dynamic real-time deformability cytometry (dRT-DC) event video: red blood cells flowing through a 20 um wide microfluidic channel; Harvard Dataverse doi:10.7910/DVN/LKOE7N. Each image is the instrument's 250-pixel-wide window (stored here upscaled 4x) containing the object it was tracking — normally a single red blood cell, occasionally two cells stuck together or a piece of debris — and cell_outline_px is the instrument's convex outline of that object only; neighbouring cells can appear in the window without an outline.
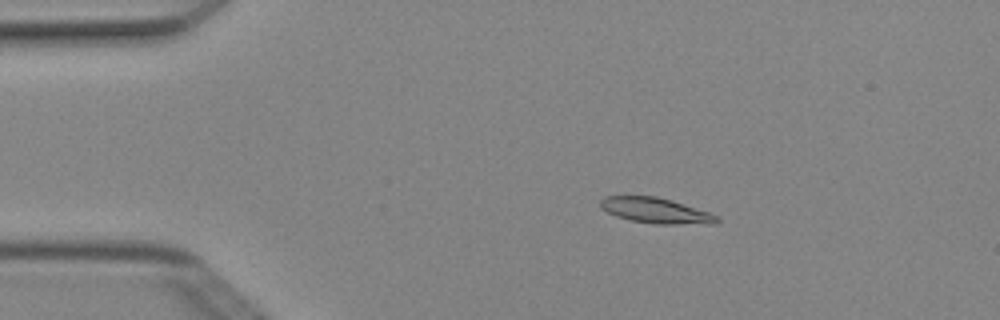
{"species": "Egyptian fruit bat (a non-hibernating species)", "species_latin": "Rousettus aegyptiacus", "temperature_condition": "cold", "stored_images_in_passage": 5, "camera_frame_rate_fps": 3000, "um_per_image_px": 0.085, "animal": {"sex": "female"}, "frame": {"image": 1, "passage_image": 3, "time_ms": 0.667, "image_size_px": [1000, 320], "cell_outline_px": [[720, 220], [716, 224], [656, 224], [632, 220], [616, 216], [600, 208], [600, 200], [604, 196], [656, 196], [672, 200], [720, 216]], "centroid_in_image_um": [55.77, 17.9], "position_along_channel_um": 29.2, "area_um2": 17.34}}
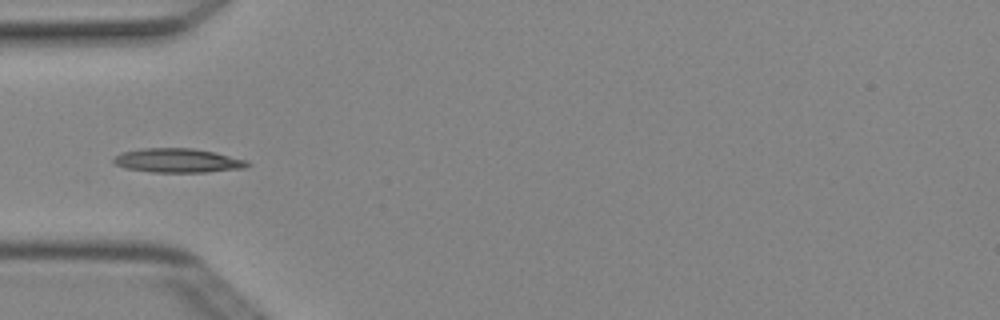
{"frame": {"image": 2, "passage_image": 5, "time_ms": 1.333, "image_size_px": [1000, 320], "cell_outline_px": [[252, 164], [244, 168], [208, 172], [152, 172], [124, 168], [116, 164], [112, 160], [120, 152], [140, 148], [192, 148], [212, 152], [248, 160]], "centroid_in_image_um": [15.1, 13.64], "position_along_channel_um": 69.9, "area_um2": 18.84}}